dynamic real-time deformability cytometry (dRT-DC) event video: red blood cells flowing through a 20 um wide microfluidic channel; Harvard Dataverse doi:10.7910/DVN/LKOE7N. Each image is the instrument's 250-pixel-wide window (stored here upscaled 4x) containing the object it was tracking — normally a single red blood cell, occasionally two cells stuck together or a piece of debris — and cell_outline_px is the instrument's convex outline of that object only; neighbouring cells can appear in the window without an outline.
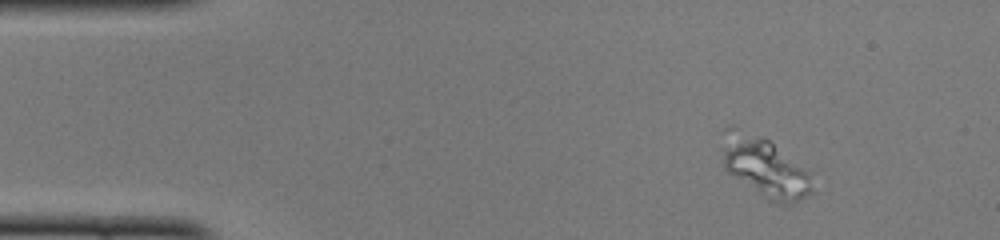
{"species": "common noctule bat (a hibernating species)", "species_latin": "Nyctalus noctula", "temperature_condition": "cold", "stored_images_in_passage": 46, "camera_frame_rate_fps": 3000, "um_per_image_px": 0.085, "animal": {"sex": "female", "body_mass_g": 22.0, "forearm_length_mm": 56.7}, "frame": {"image": 1, "passage_image": 1, "time_ms": 0.0, "image_size_px": [1000, 240], "cell_outline_px": [[812, 192], [792, 204], [776, 204], [768, 200], [728, 172], [724, 168], [724, 148], [732, 144], [756, 140], [768, 140], [812, 172]], "centroid_in_image_um": [65.32, 14.55], "position_along_channel_um": 19.7, "area_um2": 27.74}}
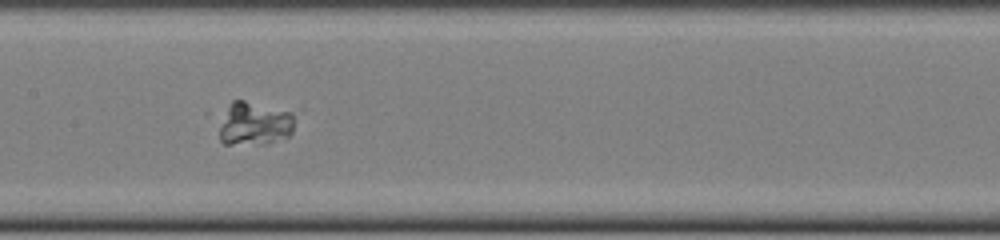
{"frame": {"image": 2, "passage_image": 20, "time_ms": 6.333, "image_size_px": [1000, 240], "cell_outline_px": [[292, 132], [288, 136], [264, 144], [224, 144], [220, 140], [220, 112], [232, 100], [244, 100], [292, 112]], "centroid_in_image_um": [21.54, 10.49], "position_along_channel_um": 185.9, "area_um2": 19.25}}
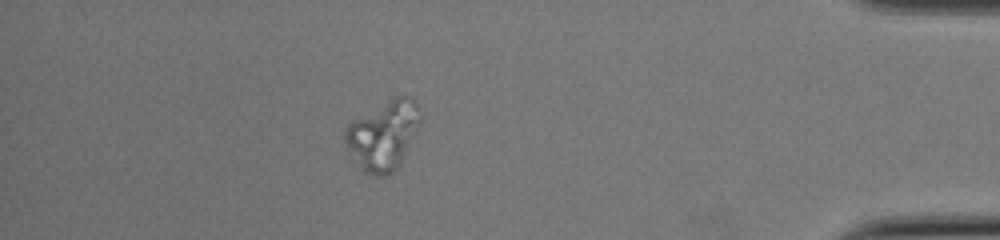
{"frame": {"image": 3, "passage_image": 40, "time_ms": 13.0, "image_size_px": [1000, 240], "cell_outline_px": [[420, 120], [400, 164], [388, 176], [376, 176], [364, 172], [360, 168], [348, 148], [344, 136], [344, 132], [348, 124], [392, 96], [412, 96], [416, 104], [420, 116]], "centroid_in_image_um": [32.56, 11.48], "position_along_channel_um": 402.6, "area_um2": 29.71}}